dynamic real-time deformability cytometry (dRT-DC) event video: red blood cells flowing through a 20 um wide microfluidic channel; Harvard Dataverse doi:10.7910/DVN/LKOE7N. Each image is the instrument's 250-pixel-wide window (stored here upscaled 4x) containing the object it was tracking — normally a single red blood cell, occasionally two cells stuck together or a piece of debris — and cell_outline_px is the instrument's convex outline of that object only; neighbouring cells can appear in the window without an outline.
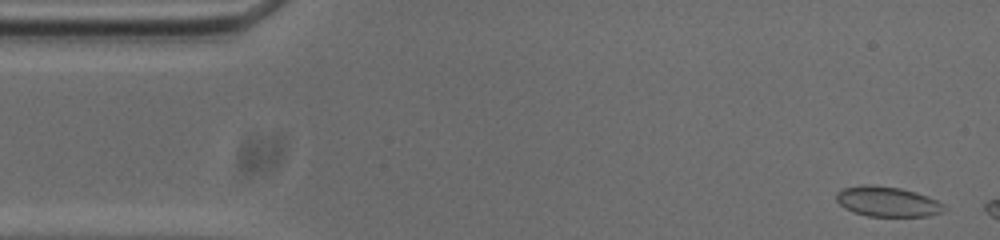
{"species": "common noctule bat (a hibernating species)", "species_latin": "Nyctalus noctula", "temperature_condition": "cold", "stored_images_in_passage": 45, "camera_frame_rate_fps": 3000, "um_per_image_px": 0.085, "animal": {"sex": "male", "body_mass_g": 20.0, "forearm_length_mm": 53.3}, "frame": {"image": 1, "passage_image": 1, "time_ms": 0.0, "image_size_px": [1000, 240], "cell_outline_px": [[944, 212], [928, 216], [868, 216], [852, 212], [844, 208], [836, 200], [836, 192], [844, 188], [860, 184], [872, 184], [900, 188], [916, 192], [928, 196], [944, 204]], "centroid_in_image_um": [75.41, 17.13], "position_along_channel_um": 9.6, "area_um2": 19.07}}
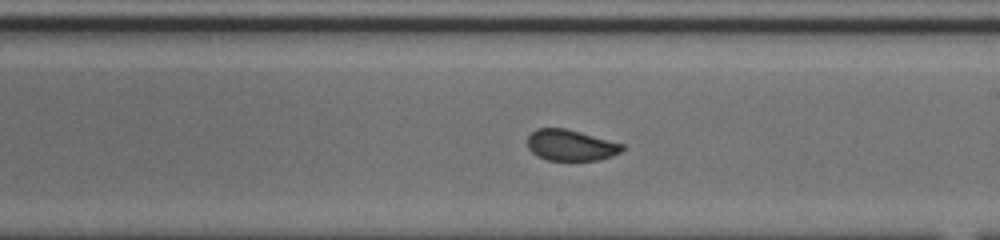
{"frame": {"image": 2, "passage_image": 28, "time_ms": 9.0, "image_size_px": [1000, 240], "cell_outline_px": [[624, 148], [620, 152], [612, 156], [600, 160], [548, 160], [536, 156], [528, 148], [528, 136], [536, 128], [564, 128], [580, 132], [624, 144]], "centroid_in_image_um": [48.5, 12.35], "position_along_channel_um": 240.5, "area_um2": 17.11}}
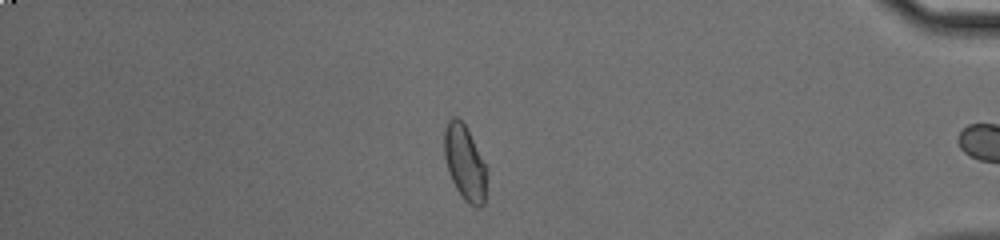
{"frame": {"image": 3, "passage_image": 44, "time_ms": 14.333, "image_size_px": [1000, 240], "cell_outline_px": [[488, 172], [484, 204], [480, 208], [476, 208], [468, 204], [464, 200], [456, 188], [448, 172], [444, 156], [444, 128], [448, 120], [452, 116], [456, 116], [464, 124], [488, 168]], "centroid_in_image_um": [39.52, 13.87], "position_along_channel_um": 395.7, "area_um2": 18.9}, "authors_computed_cell_mechanics": {"area_um2": 18.0914, "velocity_mm_per_s": 3.7264, "shape_relaxation_time_tau1_ms": 5.4011, "shape_relaxation_time_tau2_ms": 0.5203, "deformation_change_tau1": 0.0958, "deformation_change_tau2": 0.0454}}